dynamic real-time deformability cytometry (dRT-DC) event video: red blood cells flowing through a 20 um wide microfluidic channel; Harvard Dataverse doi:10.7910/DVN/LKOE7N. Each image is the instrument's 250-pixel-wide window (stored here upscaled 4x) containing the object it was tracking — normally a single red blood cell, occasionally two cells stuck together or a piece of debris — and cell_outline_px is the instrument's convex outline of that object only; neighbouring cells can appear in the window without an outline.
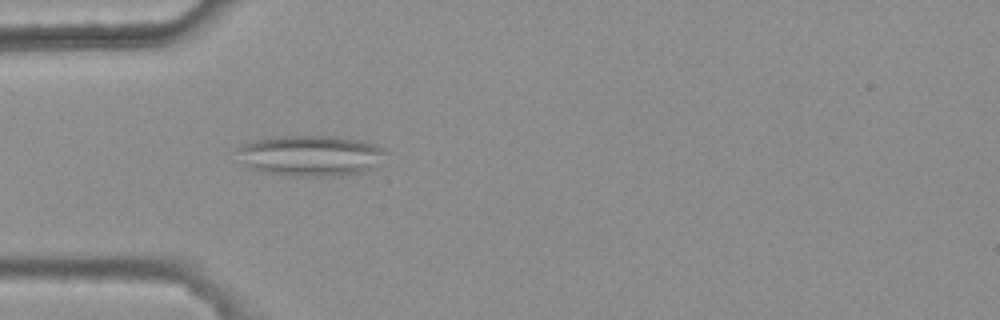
{"species": "common noctule bat (a hibernating species)", "species_latin": "Nyctalus noctula", "temperature_condition": "warm", "stored_images_in_passage": 4, "camera_frame_rate_fps": 3000, "um_per_image_px": 0.085, "animal": {"sex": "female", "body_mass_g": 25.1}, "frame": {"image": 1, "passage_image": 4, "time_ms": 1.0, "image_size_px": [1000, 320], "cell_outline_px": [[388, 152], [372, 168], [364, 172], [340, 176], [296, 176], [264, 172], [248, 168], [244, 164], [236, 148], [244, 144], [256, 140], [272, 136], [336, 136], [360, 140], [376, 144]], "centroid_in_image_um": [26.41, 13.22], "position_along_channel_um": 58.6, "area_um2": 35.37}}